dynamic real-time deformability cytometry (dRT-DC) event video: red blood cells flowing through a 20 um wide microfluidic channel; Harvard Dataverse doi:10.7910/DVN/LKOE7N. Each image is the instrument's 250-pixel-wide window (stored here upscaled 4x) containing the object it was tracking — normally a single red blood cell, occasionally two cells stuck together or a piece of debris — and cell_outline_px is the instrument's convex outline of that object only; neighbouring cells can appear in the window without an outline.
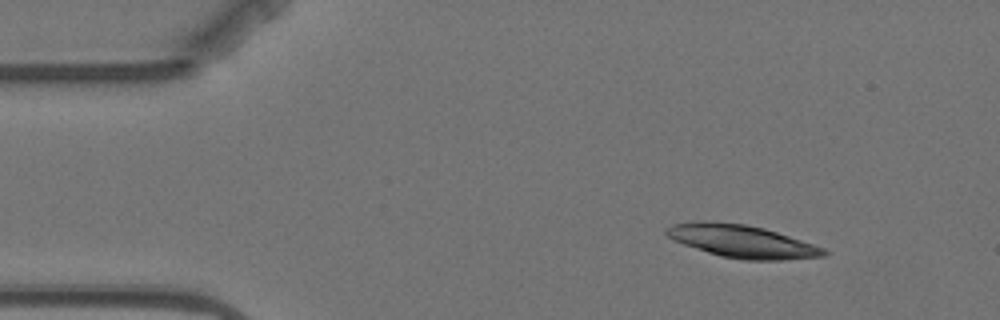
{"species": "Egyptian fruit bat (a non-hibernating species)", "species_latin": "Rousettus aegyptiacus", "temperature_condition": "warm", "stored_images_in_passage": 7, "camera_frame_rate_fps": 3000, "um_per_image_px": 0.085, "animal": {"sex": "female"}, "frame": {"image": 1, "passage_image": 1, "time_ms": 0.0, "image_size_px": [1000, 320], "cell_outline_px": [[832, 252], [828, 256], [780, 260], [744, 260], [720, 256], [684, 244], [668, 236], [664, 232], [664, 228], [672, 224], [704, 220], [744, 224], [764, 228], [824, 248]], "centroid_in_image_um": [63.09, 20.51], "position_along_channel_um": 21.9, "area_um2": 29.88}}